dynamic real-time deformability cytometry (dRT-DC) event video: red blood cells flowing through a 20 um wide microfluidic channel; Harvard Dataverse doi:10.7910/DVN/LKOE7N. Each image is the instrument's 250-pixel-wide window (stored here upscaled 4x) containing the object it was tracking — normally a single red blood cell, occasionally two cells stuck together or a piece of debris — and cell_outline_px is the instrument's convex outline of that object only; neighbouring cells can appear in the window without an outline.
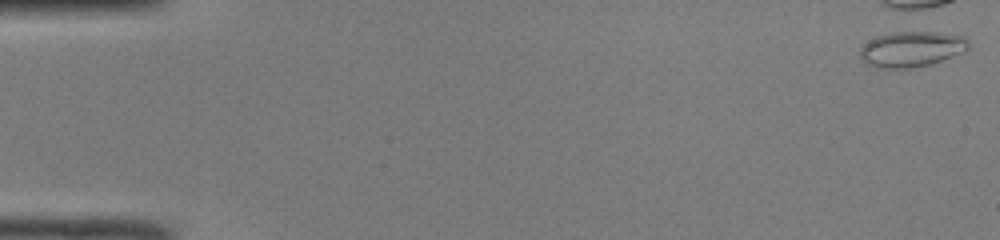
{"species": "common noctule bat (a hibernating species)", "species_latin": "Nyctalus noctula", "temperature_condition": "room temperature", "stored_images_in_passage": 2, "camera_frame_rate_fps": 3000, "um_per_image_px": 0.085, "animal": {"sex": "male", "body_mass_g": 19.0, "forearm_length_mm": 50.8}, "frame": {"image": 1, "passage_image": 1, "time_ms": 0.0, "image_size_px": [1000, 240], "cell_outline_px": [[968, 48], [960, 52], [940, 60], [928, 64], [912, 68], [876, 68], [864, 64], [860, 60], [860, 48], [868, 40], [876, 36], [892, 32], [940, 32], [964, 36], [968, 44]], "centroid_in_image_um": [77.38, 4.17], "position_along_channel_um": 7.6, "area_um2": 22.37}}